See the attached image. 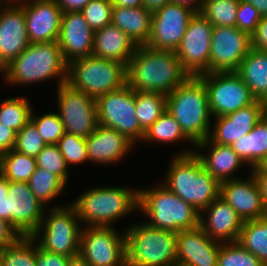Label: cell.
Returning <instances> with one entry per match:
<instances>
[{
    "mask_svg": "<svg viewBox=\"0 0 267 266\" xmlns=\"http://www.w3.org/2000/svg\"><path fill=\"white\" fill-rule=\"evenodd\" d=\"M126 84L134 91L170 94L190 75L175 51L138 46L126 65Z\"/></svg>",
    "mask_w": 267,
    "mask_h": 266,
    "instance_id": "6da1fadb",
    "label": "cell"
},
{
    "mask_svg": "<svg viewBox=\"0 0 267 266\" xmlns=\"http://www.w3.org/2000/svg\"><path fill=\"white\" fill-rule=\"evenodd\" d=\"M193 150L174 155L161 184L200 213L219 196L220 183L203 168Z\"/></svg>",
    "mask_w": 267,
    "mask_h": 266,
    "instance_id": "7a4b0ae2",
    "label": "cell"
},
{
    "mask_svg": "<svg viewBox=\"0 0 267 266\" xmlns=\"http://www.w3.org/2000/svg\"><path fill=\"white\" fill-rule=\"evenodd\" d=\"M0 73L9 86H23L56 79L58 87L67 82L68 63L64 60L57 41L30 43Z\"/></svg>",
    "mask_w": 267,
    "mask_h": 266,
    "instance_id": "3957f363",
    "label": "cell"
},
{
    "mask_svg": "<svg viewBox=\"0 0 267 266\" xmlns=\"http://www.w3.org/2000/svg\"><path fill=\"white\" fill-rule=\"evenodd\" d=\"M82 227H114L119 219L138 211L139 188L93 187L70 202Z\"/></svg>",
    "mask_w": 267,
    "mask_h": 266,
    "instance_id": "277c9868",
    "label": "cell"
},
{
    "mask_svg": "<svg viewBox=\"0 0 267 266\" xmlns=\"http://www.w3.org/2000/svg\"><path fill=\"white\" fill-rule=\"evenodd\" d=\"M166 111L175 118L194 144L209 137L213 118L206 86L199 77L190 76L166 95Z\"/></svg>",
    "mask_w": 267,
    "mask_h": 266,
    "instance_id": "5b68a950",
    "label": "cell"
},
{
    "mask_svg": "<svg viewBox=\"0 0 267 266\" xmlns=\"http://www.w3.org/2000/svg\"><path fill=\"white\" fill-rule=\"evenodd\" d=\"M138 210L148 216L146 224L156 229L179 232L199 226V213L164 185L139 189Z\"/></svg>",
    "mask_w": 267,
    "mask_h": 266,
    "instance_id": "8992f818",
    "label": "cell"
},
{
    "mask_svg": "<svg viewBox=\"0 0 267 266\" xmlns=\"http://www.w3.org/2000/svg\"><path fill=\"white\" fill-rule=\"evenodd\" d=\"M127 266L177 264V232L156 229L145 222L125 228Z\"/></svg>",
    "mask_w": 267,
    "mask_h": 266,
    "instance_id": "52a82bcc",
    "label": "cell"
},
{
    "mask_svg": "<svg viewBox=\"0 0 267 266\" xmlns=\"http://www.w3.org/2000/svg\"><path fill=\"white\" fill-rule=\"evenodd\" d=\"M49 208L31 237L43 250L67 257L79 255L82 225L76 208L71 203Z\"/></svg>",
    "mask_w": 267,
    "mask_h": 266,
    "instance_id": "ba28073f",
    "label": "cell"
},
{
    "mask_svg": "<svg viewBox=\"0 0 267 266\" xmlns=\"http://www.w3.org/2000/svg\"><path fill=\"white\" fill-rule=\"evenodd\" d=\"M126 74L124 63L88 56L68 64L67 83L96 99L125 86Z\"/></svg>",
    "mask_w": 267,
    "mask_h": 266,
    "instance_id": "9c48e42d",
    "label": "cell"
},
{
    "mask_svg": "<svg viewBox=\"0 0 267 266\" xmlns=\"http://www.w3.org/2000/svg\"><path fill=\"white\" fill-rule=\"evenodd\" d=\"M98 124L115 129L133 144L143 140L135 110V91L127 84L95 99Z\"/></svg>",
    "mask_w": 267,
    "mask_h": 266,
    "instance_id": "30bf717a",
    "label": "cell"
},
{
    "mask_svg": "<svg viewBox=\"0 0 267 266\" xmlns=\"http://www.w3.org/2000/svg\"><path fill=\"white\" fill-rule=\"evenodd\" d=\"M198 77L206 86L213 118L227 115L256 101L249 87L235 71L211 72Z\"/></svg>",
    "mask_w": 267,
    "mask_h": 266,
    "instance_id": "8fae6325",
    "label": "cell"
},
{
    "mask_svg": "<svg viewBox=\"0 0 267 266\" xmlns=\"http://www.w3.org/2000/svg\"><path fill=\"white\" fill-rule=\"evenodd\" d=\"M79 255L90 266H127L126 237L115 227H82Z\"/></svg>",
    "mask_w": 267,
    "mask_h": 266,
    "instance_id": "7c38bea8",
    "label": "cell"
},
{
    "mask_svg": "<svg viewBox=\"0 0 267 266\" xmlns=\"http://www.w3.org/2000/svg\"><path fill=\"white\" fill-rule=\"evenodd\" d=\"M46 209L27 182L9 181L7 198L0 200V218L9 222L21 236H31L38 229Z\"/></svg>",
    "mask_w": 267,
    "mask_h": 266,
    "instance_id": "4fadbf2b",
    "label": "cell"
},
{
    "mask_svg": "<svg viewBox=\"0 0 267 266\" xmlns=\"http://www.w3.org/2000/svg\"><path fill=\"white\" fill-rule=\"evenodd\" d=\"M58 114L66 133L87 138L98 125L95 98L67 82L57 87Z\"/></svg>",
    "mask_w": 267,
    "mask_h": 266,
    "instance_id": "5bb4252c",
    "label": "cell"
},
{
    "mask_svg": "<svg viewBox=\"0 0 267 266\" xmlns=\"http://www.w3.org/2000/svg\"><path fill=\"white\" fill-rule=\"evenodd\" d=\"M212 33V24L201 13H195L175 50L183 69L190 76L198 77L209 73Z\"/></svg>",
    "mask_w": 267,
    "mask_h": 266,
    "instance_id": "9a60e30c",
    "label": "cell"
},
{
    "mask_svg": "<svg viewBox=\"0 0 267 266\" xmlns=\"http://www.w3.org/2000/svg\"><path fill=\"white\" fill-rule=\"evenodd\" d=\"M196 12L173 2L152 12V26L145 46L153 50L175 51Z\"/></svg>",
    "mask_w": 267,
    "mask_h": 266,
    "instance_id": "2e32d148",
    "label": "cell"
},
{
    "mask_svg": "<svg viewBox=\"0 0 267 266\" xmlns=\"http://www.w3.org/2000/svg\"><path fill=\"white\" fill-rule=\"evenodd\" d=\"M251 48V36L236 26L213 27L209 73L236 71Z\"/></svg>",
    "mask_w": 267,
    "mask_h": 266,
    "instance_id": "e0dca14e",
    "label": "cell"
},
{
    "mask_svg": "<svg viewBox=\"0 0 267 266\" xmlns=\"http://www.w3.org/2000/svg\"><path fill=\"white\" fill-rule=\"evenodd\" d=\"M29 44L23 7L12 0H0V71Z\"/></svg>",
    "mask_w": 267,
    "mask_h": 266,
    "instance_id": "ac0fdd59",
    "label": "cell"
},
{
    "mask_svg": "<svg viewBox=\"0 0 267 266\" xmlns=\"http://www.w3.org/2000/svg\"><path fill=\"white\" fill-rule=\"evenodd\" d=\"M266 113V103L256 100L247 107L216 117L208 139L216 144L231 146L238 138L250 133Z\"/></svg>",
    "mask_w": 267,
    "mask_h": 266,
    "instance_id": "d6986e66",
    "label": "cell"
},
{
    "mask_svg": "<svg viewBox=\"0 0 267 266\" xmlns=\"http://www.w3.org/2000/svg\"><path fill=\"white\" fill-rule=\"evenodd\" d=\"M247 179L237 177L220 183L219 196L224 199L243 221L267 217L259 188L249 174Z\"/></svg>",
    "mask_w": 267,
    "mask_h": 266,
    "instance_id": "ffe728a7",
    "label": "cell"
},
{
    "mask_svg": "<svg viewBox=\"0 0 267 266\" xmlns=\"http://www.w3.org/2000/svg\"><path fill=\"white\" fill-rule=\"evenodd\" d=\"M244 221L220 196L199 213V227L220 243L238 241Z\"/></svg>",
    "mask_w": 267,
    "mask_h": 266,
    "instance_id": "44dd1931",
    "label": "cell"
},
{
    "mask_svg": "<svg viewBox=\"0 0 267 266\" xmlns=\"http://www.w3.org/2000/svg\"><path fill=\"white\" fill-rule=\"evenodd\" d=\"M94 31L80 11L62 13L58 43L64 60L71 61L92 56Z\"/></svg>",
    "mask_w": 267,
    "mask_h": 266,
    "instance_id": "7402d4cb",
    "label": "cell"
},
{
    "mask_svg": "<svg viewBox=\"0 0 267 266\" xmlns=\"http://www.w3.org/2000/svg\"><path fill=\"white\" fill-rule=\"evenodd\" d=\"M20 5L24 9L30 43L58 41L63 11L54 0Z\"/></svg>",
    "mask_w": 267,
    "mask_h": 266,
    "instance_id": "603a6c76",
    "label": "cell"
},
{
    "mask_svg": "<svg viewBox=\"0 0 267 266\" xmlns=\"http://www.w3.org/2000/svg\"><path fill=\"white\" fill-rule=\"evenodd\" d=\"M221 243L209 238L198 226L177 232V265L217 266Z\"/></svg>",
    "mask_w": 267,
    "mask_h": 266,
    "instance_id": "cb8c5ba5",
    "label": "cell"
},
{
    "mask_svg": "<svg viewBox=\"0 0 267 266\" xmlns=\"http://www.w3.org/2000/svg\"><path fill=\"white\" fill-rule=\"evenodd\" d=\"M86 145L88 162L98 165L117 164L126 157L134 146L131 141L115 129L100 124L86 138Z\"/></svg>",
    "mask_w": 267,
    "mask_h": 266,
    "instance_id": "d4e9b609",
    "label": "cell"
},
{
    "mask_svg": "<svg viewBox=\"0 0 267 266\" xmlns=\"http://www.w3.org/2000/svg\"><path fill=\"white\" fill-rule=\"evenodd\" d=\"M194 147V154L201 161L203 168L219 183L236 179L234 173L245 165L231 146L216 144L207 138L196 143Z\"/></svg>",
    "mask_w": 267,
    "mask_h": 266,
    "instance_id": "484cf974",
    "label": "cell"
},
{
    "mask_svg": "<svg viewBox=\"0 0 267 266\" xmlns=\"http://www.w3.org/2000/svg\"><path fill=\"white\" fill-rule=\"evenodd\" d=\"M137 45L120 28L112 24L94 31L92 56L127 65Z\"/></svg>",
    "mask_w": 267,
    "mask_h": 266,
    "instance_id": "4316f807",
    "label": "cell"
},
{
    "mask_svg": "<svg viewBox=\"0 0 267 266\" xmlns=\"http://www.w3.org/2000/svg\"><path fill=\"white\" fill-rule=\"evenodd\" d=\"M111 24L126 33L137 46L147 44L152 26V12L138 8L113 7Z\"/></svg>",
    "mask_w": 267,
    "mask_h": 266,
    "instance_id": "83f0119b",
    "label": "cell"
},
{
    "mask_svg": "<svg viewBox=\"0 0 267 266\" xmlns=\"http://www.w3.org/2000/svg\"><path fill=\"white\" fill-rule=\"evenodd\" d=\"M235 72L256 100L267 101V51L251 48Z\"/></svg>",
    "mask_w": 267,
    "mask_h": 266,
    "instance_id": "f1b7e54d",
    "label": "cell"
},
{
    "mask_svg": "<svg viewBox=\"0 0 267 266\" xmlns=\"http://www.w3.org/2000/svg\"><path fill=\"white\" fill-rule=\"evenodd\" d=\"M231 147L250 169L267 156V113L250 133L238 138Z\"/></svg>",
    "mask_w": 267,
    "mask_h": 266,
    "instance_id": "f546056e",
    "label": "cell"
},
{
    "mask_svg": "<svg viewBox=\"0 0 267 266\" xmlns=\"http://www.w3.org/2000/svg\"><path fill=\"white\" fill-rule=\"evenodd\" d=\"M238 242L267 265V217L244 221Z\"/></svg>",
    "mask_w": 267,
    "mask_h": 266,
    "instance_id": "4dcf8cb0",
    "label": "cell"
},
{
    "mask_svg": "<svg viewBox=\"0 0 267 266\" xmlns=\"http://www.w3.org/2000/svg\"><path fill=\"white\" fill-rule=\"evenodd\" d=\"M27 183L32 193L45 207L49 203L52 205L51 201L54 202V199L62 194L67 185L58 175L40 167H36Z\"/></svg>",
    "mask_w": 267,
    "mask_h": 266,
    "instance_id": "1f68e13d",
    "label": "cell"
},
{
    "mask_svg": "<svg viewBox=\"0 0 267 266\" xmlns=\"http://www.w3.org/2000/svg\"><path fill=\"white\" fill-rule=\"evenodd\" d=\"M37 165L34 157L14 149L0 155V174L12 182H28Z\"/></svg>",
    "mask_w": 267,
    "mask_h": 266,
    "instance_id": "d6a6232c",
    "label": "cell"
},
{
    "mask_svg": "<svg viewBox=\"0 0 267 266\" xmlns=\"http://www.w3.org/2000/svg\"><path fill=\"white\" fill-rule=\"evenodd\" d=\"M191 142L195 145L182 131L179 123L167 111H165L146 131L143 137L144 143H169L175 144L179 141Z\"/></svg>",
    "mask_w": 267,
    "mask_h": 266,
    "instance_id": "836d02e7",
    "label": "cell"
},
{
    "mask_svg": "<svg viewBox=\"0 0 267 266\" xmlns=\"http://www.w3.org/2000/svg\"><path fill=\"white\" fill-rule=\"evenodd\" d=\"M135 110L140 127L146 131L166 111V95L135 91Z\"/></svg>",
    "mask_w": 267,
    "mask_h": 266,
    "instance_id": "e575fe53",
    "label": "cell"
},
{
    "mask_svg": "<svg viewBox=\"0 0 267 266\" xmlns=\"http://www.w3.org/2000/svg\"><path fill=\"white\" fill-rule=\"evenodd\" d=\"M1 266H36V241L21 236L13 244L0 248Z\"/></svg>",
    "mask_w": 267,
    "mask_h": 266,
    "instance_id": "d590c367",
    "label": "cell"
},
{
    "mask_svg": "<svg viewBox=\"0 0 267 266\" xmlns=\"http://www.w3.org/2000/svg\"><path fill=\"white\" fill-rule=\"evenodd\" d=\"M31 111V103L24 96L2 99L0 102V123L19 132L30 121Z\"/></svg>",
    "mask_w": 267,
    "mask_h": 266,
    "instance_id": "8d00e7d4",
    "label": "cell"
},
{
    "mask_svg": "<svg viewBox=\"0 0 267 266\" xmlns=\"http://www.w3.org/2000/svg\"><path fill=\"white\" fill-rule=\"evenodd\" d=\"M240 0H204L201 14L216 26H236V12Z\"/></svg>",
    "mask_w": 267,
    "mask_h": 266,
    "instance_id": "74e56055",
    "label": "cell"
},
{
    "mask_svg": "<svg viewBox=\"0 0 267 266\" xmlns=\"http://www.w3.org/2000/svg\"><path fill=\"white\" fill-rule=\"evenodd\" d=\"M217 266H263L261 261L238 241L221 243L218 251Z\"/></svg>",
    "mask_w": 267,
    "mask_h": 266,
    "instance_id": "f35d334b",
    "label": "cell"
},
{
    "mask_svg": "<svg viewBox=\"0 0 267 266\" xmlns=\"http://www.w3.org/2000/svg\"><path fill=\"white\" fill-rule=\"evenodd\" d=\"M30 120L35 124L38 133L47 145L57 144L65 133L63 122L58 112L36 115L31 111Z\"/></svg>",
    "mask_w": 267,
    "mask_h": 266,
    "instance_id": "ab89813d",
    "label": "cell"
},
{
    "mask_svg": "<svg viewBox=\"0 0 267 266\" xmlns=\"http://www.w3.org/2000/svg\"><path fill=\"white\" fill-rule=\"evenodd\" d=\"M56 145L69 168V165L85 164L88 161L86 138L65 132Z\"/></svg>",
    "mask_w": 267,
    "mask_h": 266,
    "instance_id": "60d3db41",
    "label": "cell"
},
{
    "mask_svg": "<svg viewBox=\"0 0 267 266\" xmlns=\"http://www.w3.org/2000/svg\"><path fill=\"white\" fill-rule=\"evenodd\" d=\"M35 159L37 167L51 171L67 184L70 170L56 144L46 145Z\"/></svg>",
    "mask_w": 267,
    "mask_h": 266,
    "instance_id": "b9f144b4",
    "label": "cell"
},
{
    "mask_svg": "<svg viewBox=\"0 0 267 266\" xmlns=\"http://www.w3.org/2000/svg\"><path fill=\"white\" fill-rule=\"evenodd\" d=\"M46 145L35 124L30 120L17 132L13 149L21 154L36 158Z\"/></svg>",
    "mask_w": 267,
    "mask_h": 266,
    "instance_id": "7bdbcfd3",
    "label": "cell"
},
{
    "mask_svg": "<svg viewBox=\"0 0 267 266\" xmlns=\"http://www.w3.org/2000/svg\"><path fill=\"white\" fill-rule=\"evenodd\" d=\"M111 0H91L80 12L93 31L111 24Z\"/></svg>",
    "mask_w": 267,
    "mask_h": 266,
    "instance_id": "ee69618b",
    "label": "cell"
},
{
    "mask_svg": "<svg viewBox=\"0 0 267 266\" xmlns=\"http://www.w3.org/2000/svg\"><path fill=\"white\" fill-rule=\"evenodd\" d=\"M261 19L260 12L251 3L240 0L236 12V27L238 29L251 36Z\"/></svg>",
    "mask_w": 267,
    "mask_h": 266,
    "instance_id": "f6af8a7d",
    "label": "cell"
},
{
    "mask_svg": "<svg viewBox=\"0 0 267 266\" xmlns=\"http://www.w3.org/2000/svg\"><path fill=\"white\" fill-rule=\"evenodd\" d=\"M70 257L41 249L36 243V266H67Z\"/></svg>",
    "mask_w": 267,
    "mask_h": 266,
    "instance_id": "bcb514c9",
    "label": "cell"
},
{
    "mask_svg": "<svg viewBox=\"0 0 267 266\" xmlns=\"http://www.w3.org/2000/svg\"><path fill=\"white\" fill-rule=\"evenodd\" d=\"M251 47L259 51H267V16L262 17L251 35Z\"/></svg>",
    "mask_w": 267,
    "mask_h": 266,
    "instance_id": "7dc6e473",
    "label": "cell"
},
{
    "mask_svg": "<svg viewBox=\"0 0 267 266\" xmlns=\"http://www.w3.org/2000/svg\"><path fill=\"white\" fill-rule=\"evenodd\" d=\"M21 235L6 220L0 218V248L16 242Z\"/></svg>",
    "mask_w": 267,
    "mask_h": 266,
    "instance_id": "c3c4849f",
    "label": "cell"
},
{
    "mask_svg": "<svg viewBox=\"0 0 267 266\" xmlns=\"http://www.w3.org/2000/svg\"><path fill=\"white\" fill-rule=\"evenodd\" d=\"M17 132L0 123V155L12 150Z\"/></svg>",
    "mask_w": 267,
    "mask_h": 266,
    "instance_id": "681fc988",
    "label": "cell"
},
{
    "mask_svg": "<svg viewBox=\"0 0 267 266\" xmlns=\"http://www.w3.org/2000/svg\"><path fill=\"white\" fill-rule=\"evenodd\" d=\"M63 12L81 11L91 0H54Z\"/></svg>",
    "mask_w": 267,
    "mask_h": 266,
    "instance_id": "f907efd6",
    "label": "cell"
},
{
    "mask_svg": "<svg viewBox=\"0 0 267 266\" xmlns=\"http://www.w3.org/2000/svg\"><path fill=\"white\" fill-rule=\"evenodd\" d=\"M250 170L249 172L259 188V193L267 211V175H258L252 168Z\"/></svg>",
    "mask_w": 267,
    "mask_h": 266,
    "instance_id": "816d5d0a",
    "label": "cell"
},
{
    "mask_svg": "<svg viewBox=\"0 0 267 266\" xmlns=\"http://www.w3.org/2000/svg\"><path fill=\"white\" fill-rule=\"evenodd\" d=\"M203 1L204 0H171V2L186 6L196 13L201 12Z\"/></svg>",
    "mask_w": 267,
    "mask_h": 266,
    "instance_id": "f5cc1de1",
    "label": "cell"
},
{
    "mask_svg": "<svg viewBox=\"0 0 267 266\" xmlns=\"http://www.w3.org/2000/svg\"><path fill=\"white\" fill-rule=\"evenodd\" d=\"M113 7L138 8L143 6V0H111Z\"/></svg>",
    "mask_w": 267,
    "mask_h": 266,
    "instance_id": "db71d44e",
    "label": "cell"
},
{
    "mask_svg": "<svg viewBox=\"0 0 267 266\" xmlns=\"http://www.w3.org/2000/svg\"><path fill=\"white\" fill-rule=\"evenodd\" d=\"M169 2H171V0H143V6L147 10L154 12L164 7Z\"/></svg>",
    "mask_w": 267,
    "mask_h": 266,
    "instance_id": "11a10c76",
    "label": "cell"
},
{
    "mask_svg": "<svg viewBox=\"0 0 267 266\" xmlns=\"http://www.w3.org/2000/svg\"><path fill=\"white\" fill-rule=\"evenodd\" d=\"M251 3L261 14V16H267V0H243Z\"/></svg>",
    "mask_w": 267,
    "mask_h": 266,
    "instance_id": "9f6ffc18",
    "label": "cell"
},
{
    "mask_svg": "<svg viewBox=\"0 0 267 266\" xmlns=\"http://www.w3.org/2000/svg\"><path fill=\"white\" fill-rule=\"evenodd\" d=\"M252 169L258 175H267V156L262 158Z\"/></svg>",
    "mask_w": 267,
    "mask_h": 266,
    "instance_id": "6f0895ef",
    "label": "cell"
},
{
    "mask_svg": "<svg viewBox=\"0 0 267 266\" xmlns=\"http://www.w3.org/2000/svg\"><path fill=\"white\" fill-rule=\"evenodd\" d=\"M9 181L0 174V200L7 198Z\"/></svg>",
    "mask_w": 267,
    "mask_h": 266,
    "instance_id": "680465c9",
    "label": "cell"
},
{
    "mask_svg": "<svg viewBox=\"0 0 267 266\" xmlns=\"http://www.w3.org/2000/svg\"><path fill=\"white\" fill-rule=\"evenodd\" d=\"M67 266H90L80 255L70 257Z\"/></svg>",
    "mask_w": 267,
    "mask_h": 266,
    "instance_id": "91938a15",
    "label": "cell"
},
{
    "mask_svg": "<svg viewBox=\"0 0 267 266\" xmlns=\"http://www.w3.org/2000/svg\"><path fill=\"white\" fill-rule=\"evenodd\" d=\"M12 1L18 4H22V3H32V2L53 1V0H12Z\"/></svg>",
    "mask_w": 267,
    "mask_h": 266,
    "instance_id": "94428289",
    "label": "cell"
}]
</instances>
